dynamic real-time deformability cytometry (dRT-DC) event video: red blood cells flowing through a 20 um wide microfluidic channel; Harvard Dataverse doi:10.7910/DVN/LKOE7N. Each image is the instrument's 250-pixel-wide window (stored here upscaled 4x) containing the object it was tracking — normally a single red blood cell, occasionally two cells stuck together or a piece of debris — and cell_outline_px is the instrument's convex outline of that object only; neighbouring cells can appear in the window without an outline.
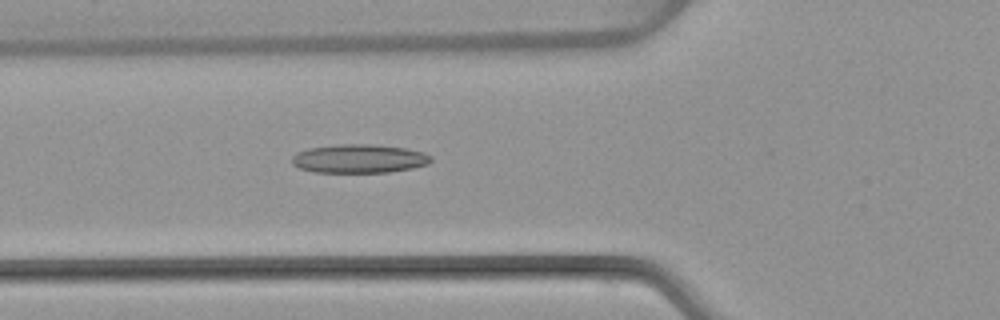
{"species": "common noctule bat (a hibernating species)", "species_latin": "Nyctalus noctula", "temperature_condition": "warm", "stored_images_in_passage": 6, "camera_frame_rate_fps": 3000, "um_per_image_px": 0.085, "animal": {"sex": "female", "body_mass_g": 22.7, "forearm_length_mm": 54.2}, "frame": {"image": 1, "passage_image": 6, "time_ms": 6.0, "image_size_px": [1000, 320], "cell_outline_px": [[432, 160], [428, 164], [412, 168], [388, 172], [316, 172], [300, 168], [292, 164], [292, 156], [296, 152], [308, 148], [340, 144], [372, 144], [404, 148], [424, 152], [432, 156]], "centroid_in_image_um": [30.53, 13.48], "position_along_channel_um": 95.3, "area_um2": 23.24}}